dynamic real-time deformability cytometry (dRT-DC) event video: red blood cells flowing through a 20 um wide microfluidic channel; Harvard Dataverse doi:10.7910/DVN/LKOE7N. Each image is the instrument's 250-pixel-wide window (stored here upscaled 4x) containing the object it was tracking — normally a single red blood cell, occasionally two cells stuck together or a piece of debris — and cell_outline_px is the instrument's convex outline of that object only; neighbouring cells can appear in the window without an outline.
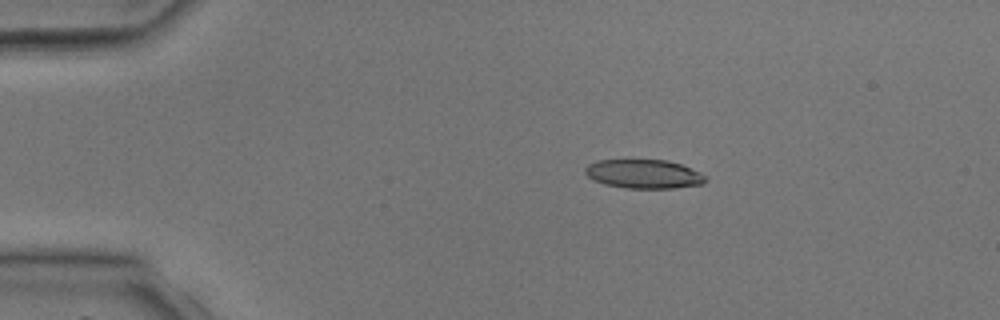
{"species": "common noctule bat (a hibernating species)", "species_latin": "Nyctalus noctula", "temperature_condition": "room temperature", "stored_images_in_passage": 3, "camera_frame_rate_fps": 3000, "um_per_image_px": 0.085, "animal": {"sex": "male", "body_mass_g": 17.9, "forearm_length_mm": 54.2}, "frame": {"image": 1, "passage_image": 2, "time_ms": 1.333, "image_size_px": [1000, 320], "cell_outline_px": [[708, 180], [704, 184], [676, 188], [624, 188], [604, 184], [588, 176], [584, 172], [584, 168], [588, 164], [596, 160], [668, 160], [680, 164], [700, 172], [708, 176]], "centroid_in_image_um": [54.76, 14.79], "position_along_channel_um": 30.2, "area_um2": 20.46}}